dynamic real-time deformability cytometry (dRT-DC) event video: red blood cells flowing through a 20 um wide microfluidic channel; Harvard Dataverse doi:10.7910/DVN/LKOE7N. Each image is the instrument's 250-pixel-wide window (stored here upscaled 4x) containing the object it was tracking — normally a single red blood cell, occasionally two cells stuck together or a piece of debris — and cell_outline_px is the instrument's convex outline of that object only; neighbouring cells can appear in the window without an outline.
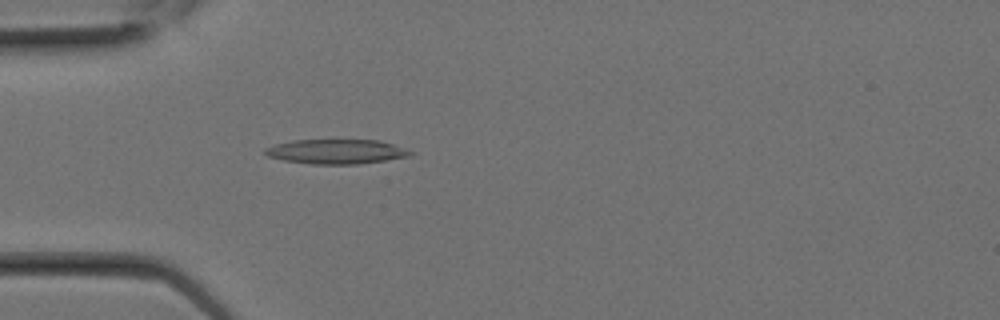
{"species": "Egyptian fruit bat (a non-hibernating species)", "species_latin": "Rousettus aegyptiacus", "temperature_condition": "room temperature", "stored_images_in_passage": 2, "camera_frame_rate_fps": 3000, "um_per_image_px": 0.085, "animal": {"sex": "female"}, "frame": {"image": 1, "passage_image": 2, "time_ms": 0.333, "image_size_px": [1000, 320], "cell_outline_px": [[416, 152], [412, 156], [360, 164], [312, 164], [284, 160], [268, 156], [264, 152], [264, 148], [276, 144], [292, 140], [380, 140]], "centroid_in_image_um": [28.62, 12.88], "position_along_channel_um": 56.4, "area_um2": 20.87}}